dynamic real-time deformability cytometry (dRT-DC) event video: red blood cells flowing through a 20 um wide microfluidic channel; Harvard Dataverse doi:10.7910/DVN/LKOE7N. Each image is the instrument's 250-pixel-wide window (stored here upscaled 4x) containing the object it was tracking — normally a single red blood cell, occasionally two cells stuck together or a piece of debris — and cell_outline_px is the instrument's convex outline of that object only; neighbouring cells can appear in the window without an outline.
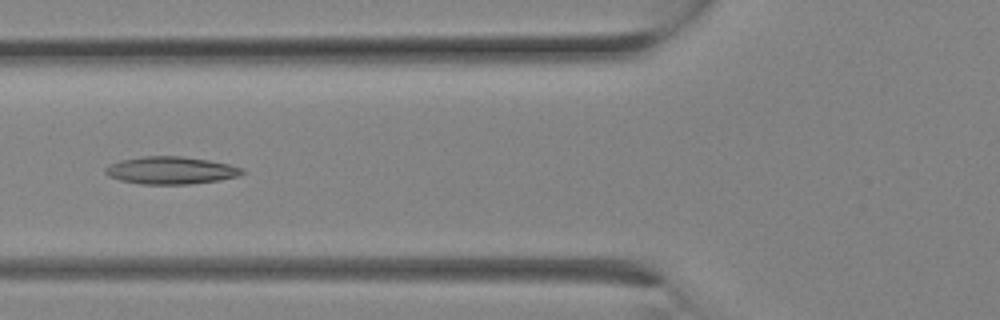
{"species": "Egyptian fruit bat (a non-hibernating species)", "species_latin": "Rousettus aegyptiacus", "temperature_condition": "room temperature", "stored_images_in_passage": 11, "camera_frame_rate_fps": 3000, "um_per_image_px": 0.085, "animal": {"sex": "female"}, "frame": {"image": 1, "passage_image": 10, "time_ms": 3.0, "image_size_px": [1000, 320], "cell_outline_px": [[244, 172], [236, 176], [220, 180], [192, 184], [140, 184], [120, 180], [108, 176], [104, 172], [104, 168], [108, 164], [120, 160], [144, 156], [184, 156], [208, 160], [228, 164], [244, 168]], "centroid_in_image_um": [14.48, 14.48], "position_along_channel_um": 111.3, "area_um2": 22.02}}